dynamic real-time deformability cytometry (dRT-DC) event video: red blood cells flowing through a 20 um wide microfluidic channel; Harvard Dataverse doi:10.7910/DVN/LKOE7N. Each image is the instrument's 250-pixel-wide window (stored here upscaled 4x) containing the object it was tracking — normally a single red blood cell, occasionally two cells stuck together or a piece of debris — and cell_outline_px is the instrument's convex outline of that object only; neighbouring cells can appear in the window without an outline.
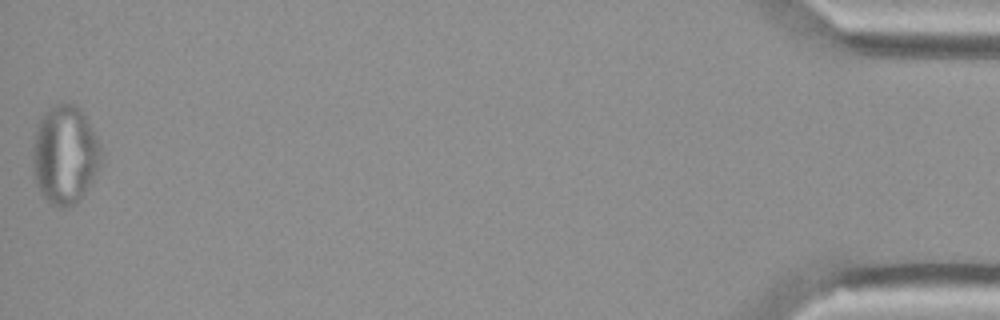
{"species": "Egyptian fruit bat (a non-hibernating species)", "species_latin": "Rousettus aegyptiacus", "temperature_condition": "cold", "stored_images_in_passage": 45, "camera_frame_rate_fps": 3000, "um_per_image_px": 0.085, "animal": {"sex": "female"}, "frame": {"image": 1, "passage_image": 45, "time_ms": 14.667, "image_size_px": [1000, 320], "cell_outline_px": [[104, 164], [80, 200], [76, 204], [68, 208], [60, 208], [52, 204], [40, 192], [36, 184], [32, 160], [32, 144], [36, 128], [40, 116], [52, 104], [76, 104], [84, 112], [100, 144], [104, 156]], "centroid_in_image_um": [5.55, 13.16], "position_along_channel_um": 429.6, "area_um2": 40.4}}